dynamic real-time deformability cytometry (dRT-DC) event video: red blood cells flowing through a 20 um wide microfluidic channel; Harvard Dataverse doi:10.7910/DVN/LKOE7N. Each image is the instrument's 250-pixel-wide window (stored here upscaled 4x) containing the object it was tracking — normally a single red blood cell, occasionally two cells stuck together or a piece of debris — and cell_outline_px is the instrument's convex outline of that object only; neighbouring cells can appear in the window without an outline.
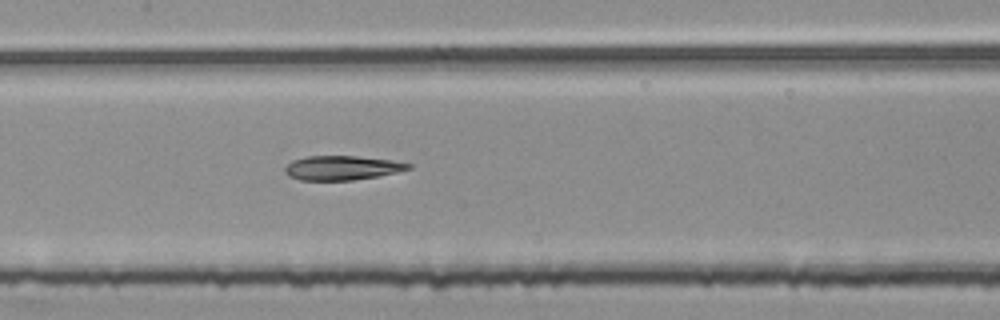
{"species": "common noctule bat (a hibernating species)", "species_latin": "Nyctalus noctula", "temperature_condition": "room temperature", "stored_images_in_passage": 47, "segment_of_instrument_passage": [2, 2], "camera_frame_rate_fps": 3000, "um_per_image_px": 0.085, "animal": {"sex": "female", "body_mass_g": 25.1}, "frame": {"image": 1, "passage_image": 19, "time_ms": 6.0, "image_size_px": [1000, 320], "cell_outline_px": [[412, 168], [396, 172], [376, 176], [352, 180], [300, 180], [288, 176], [284, 172], [284, 168], [292, 160], [304, 156], [356, 156], [392, 160], [412, 164]], "centroid_in_image_um": [29.03, 14.26], "position_along_channel_um": 178.4, "area_um2": 17.46}}
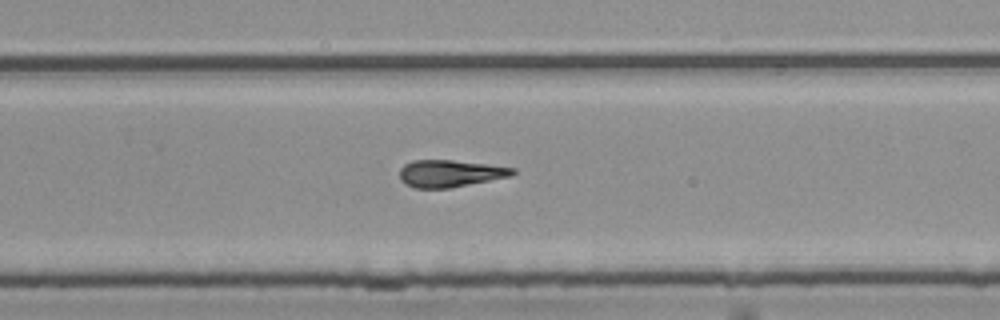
{"frame": {"image": 2, "passage_image": 28, "time_ms": 9.0, "image_size_px": [1000, 320], "cell_outline_px": [[516, 172], [512, 176], [452, 188], [416, 188], [404, 184], [400, 180], [400, 168], [404, 164], [412, 160], [452, 160], [488, 164], [516, 168]], "centroid_in_image_um": [38.26, 14.74], "position_along_channel_um": 291.5, "area_um2": 18.09}}
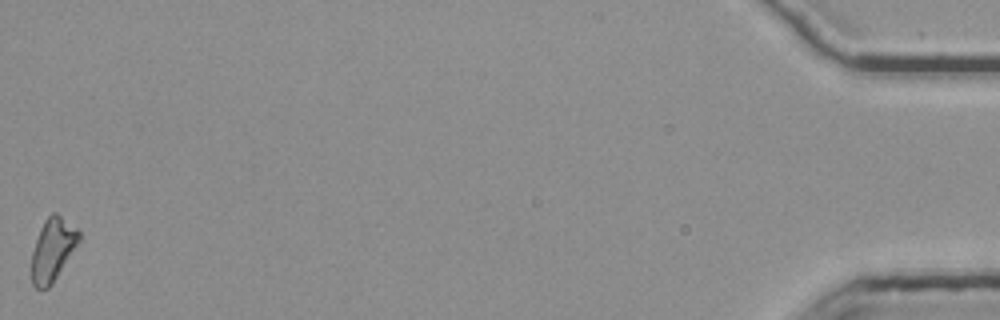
{"frame": {"image": 3, "passage_image": 47, "time_ms": 15.333, "image_size_px": [1000, 320], "cell_outline_px": [[80, 240], [52, 284], [48, 288], [36, 288], [32, 284], [32, 252], [40, 228], [44, 220], [52, 212], [56, 212], [76, 228], [80, 232]], "centroid_in_image_um": [4.47, 21.2], "position_along_channel_um": 430.7, "area_um2": 17.11}}